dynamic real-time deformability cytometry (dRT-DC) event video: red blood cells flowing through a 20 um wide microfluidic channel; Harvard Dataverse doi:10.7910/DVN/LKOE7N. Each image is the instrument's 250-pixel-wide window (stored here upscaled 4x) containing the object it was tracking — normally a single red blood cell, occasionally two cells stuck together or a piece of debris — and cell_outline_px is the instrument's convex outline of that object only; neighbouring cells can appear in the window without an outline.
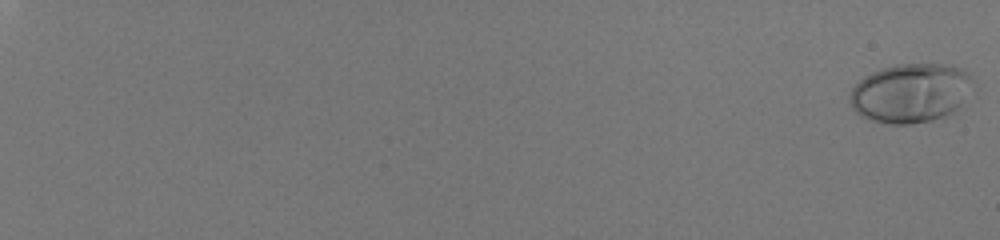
{"species": "human", "species_latin": "Homo sapiens", "temperature_condition": "room temperature", "stored_images_in_passage": 19, "camera_frame_rate_fps": 3000, "um_per_image_px": 0.085, "donor": {"sex": "male"}, "frame": {"image": 1, "passage_image": 1, "time_ms": 0.0, "image_size_px": [1000, 240], "cell_outline_px": [[972, 76], [956, 108], [952, 112], [944, 116], [932, 120], [912, 124], [892, 124], [868, 120], [860, 116], [852, 108], [848, 96], [852, 88], [864, 76], [872, 72], [896, 64], [944, 64], [964, 68]], "centroid_in_image_um": [77.3, 7.91], "position_along_channel_um": 7.7, "area_um2": 41.85}}